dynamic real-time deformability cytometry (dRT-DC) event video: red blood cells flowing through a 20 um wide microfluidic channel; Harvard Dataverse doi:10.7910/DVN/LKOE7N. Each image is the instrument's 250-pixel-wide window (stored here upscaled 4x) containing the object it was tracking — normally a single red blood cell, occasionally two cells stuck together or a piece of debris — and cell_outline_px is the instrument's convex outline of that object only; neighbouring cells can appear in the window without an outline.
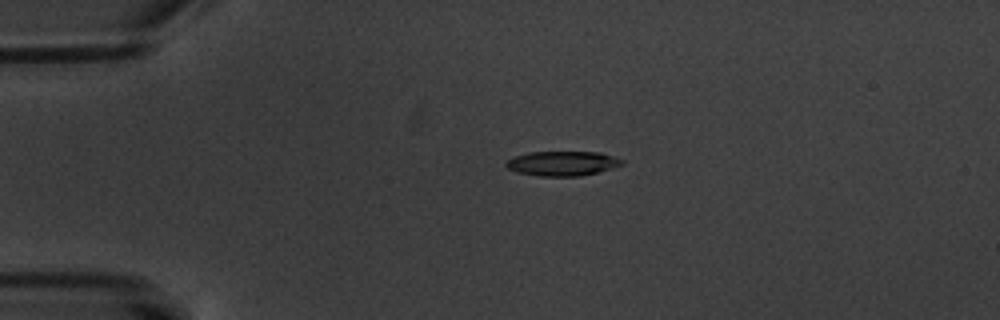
{"species": "common noctule bat (a hibernating species)", "species_latin": "Nyctalus noctula", "temperature_condition": "warm", "stored_images_in_passage": 5, "camera_frame_rate_fps": 3000, "um_per_image_px": 0.085, "animal": {"sex": "male", "body_mass_g": 20.1, "forearm_length_mm": 53.5}, "frame": {"image": 1, "passage_image": 4, "time_ms": 3.667, "image_size_px": [1000, 320], "cell_outline_px": [[624, 164], [612, 168], [580, 176], [536, 176], [516, 172], [508, 168], [504, 164], [512, 156], [528, 152], [600, 152], [624, 160]], "centroid_in_image_um": [47.77, 13.89], "position_along_channel_um": 37.2, "area_um2": 16.7}}